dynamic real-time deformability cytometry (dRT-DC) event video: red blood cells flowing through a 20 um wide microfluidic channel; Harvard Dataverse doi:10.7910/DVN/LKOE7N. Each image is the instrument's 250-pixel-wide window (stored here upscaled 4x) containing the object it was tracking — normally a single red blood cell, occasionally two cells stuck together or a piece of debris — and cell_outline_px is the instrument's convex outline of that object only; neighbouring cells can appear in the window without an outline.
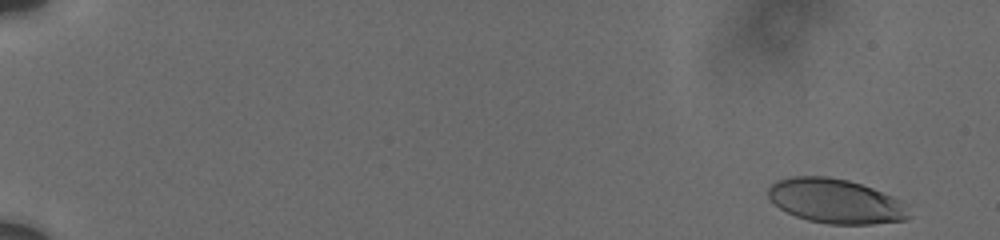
{"species": "human", "species_latin": "Homo sapiens", "temperature_condition": "cold", "stored_images_in_passage": 38, "camera_frame_rate_fps": 3000, "um_per_image_px": 0.085, "donor": {"sex": "male"}, "frame": {"image": 1, "passage_image": 3, "time_ms": 0.333, "image_size_px": [1000, 240], "cell_outline_px": [[912, 216], [904, 220], [872, 224], [828, 224], [808, 220], [796, 216], [780, 208], [768, 196], [768, 188], [776, 180], [792, 176], [828, 176], [848, 180], [872, 188], [892, 196], [900, 200]], "centroid_in_image_um": [71.02, 17.09], "position_along_channel_um": 14.0, "area_um2": 36.3}}
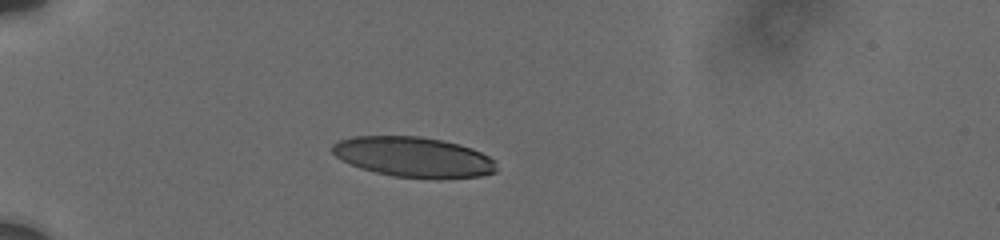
{"frame": {"image": 2, "passage_image": 33, "time_ms": 5.333, "image_size_px": [1000, 240], "cell_outline_px": [[496, 172], [480, 176], [440, 180], [392, 176], [360, 168], [336, 156], [328, 148], [332, 144], [340, 140], [352, 136], [420, 136], [460, 144], [472, 148], [488, 156], [492, 160], [496, 168]], "centroid_in_image_um": [35.14, 13.36], "position_along_channel_um": 49.9, "area_um2": 38.73}}